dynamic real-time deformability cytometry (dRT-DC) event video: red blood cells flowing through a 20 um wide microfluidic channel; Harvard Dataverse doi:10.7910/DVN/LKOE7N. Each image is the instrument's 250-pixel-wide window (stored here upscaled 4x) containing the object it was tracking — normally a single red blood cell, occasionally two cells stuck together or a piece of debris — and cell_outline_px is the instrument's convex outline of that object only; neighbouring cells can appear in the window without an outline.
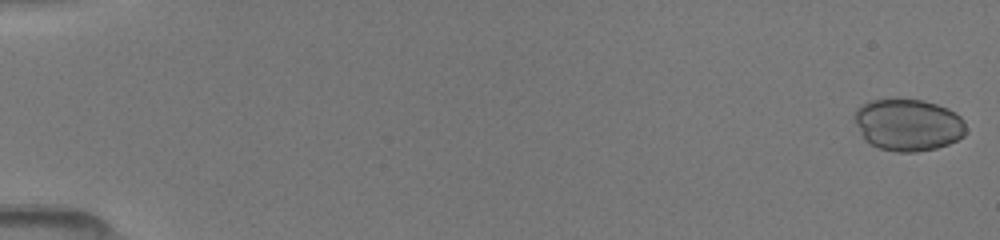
{"species": "common noctule bat (a hibernating species)", "species_latin": "Nyctalus noctula", "temperature_condition": "room temperature", "stored_images_in_passage": 35, "camera_frame_rate_fps": 3000, "um_per_image_px": 0.085, "animal": {"sex": "female", "body_mass_g": 19.5, "forearm_length_mm": 54.1}, "frame": {"image": 1, "passage_image": 1, "time_ms": 0.0, "image_size_px": [1000, 240], "cell_outline_px": [[968, 132], [964, 136], [948, 144], [936, 148], [916, 152], [896, 152], [880, 148], [872, 144], [864, 136], [856, 124], [856, 108], [868, 100], [924, 100], [948, 108], [960, 116], [964, 120]], "centroid_in_image_um": [77.25, 10.61], "position_along_channel_um": 7.8, "area_um2": 33.47}}